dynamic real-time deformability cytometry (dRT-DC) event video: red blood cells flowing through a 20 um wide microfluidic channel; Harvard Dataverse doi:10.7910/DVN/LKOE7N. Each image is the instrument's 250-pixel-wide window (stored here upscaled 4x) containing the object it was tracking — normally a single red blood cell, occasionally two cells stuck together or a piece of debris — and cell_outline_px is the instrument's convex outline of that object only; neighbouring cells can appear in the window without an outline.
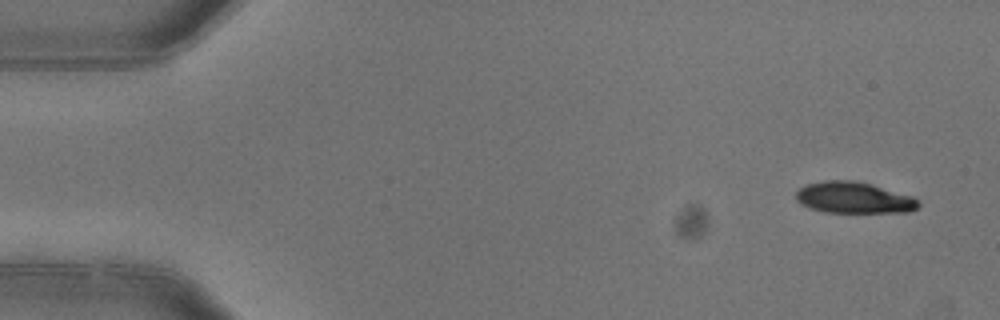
{"species": "common noctule bat (a hibernating species)", "species_latin": "Nyctalus noctula", "temperature_condition": "warm", "stored_images_in_passage": 5, "camera_frame_rate_fps": 3000, "um_per_image_px": 0.085, "animal": {"sex": "female"}, "frame": {"image": 1, "passage_image": 1, "time_ms": 0.0, "image_size_px": [1000, 320], "cell_outline_px": [[920, 204], [916, 208], [908, 212], [824, 212], [808, 208], [800, 204], [796, 200], [796, 192], [800, 188], [808, 184], [824, 180], [856, 180], [912, 196]], "centroid_in_image_um": [72.53, 16.8], "position_along_channel_um": 12.5, "area_um2": 22.25}}
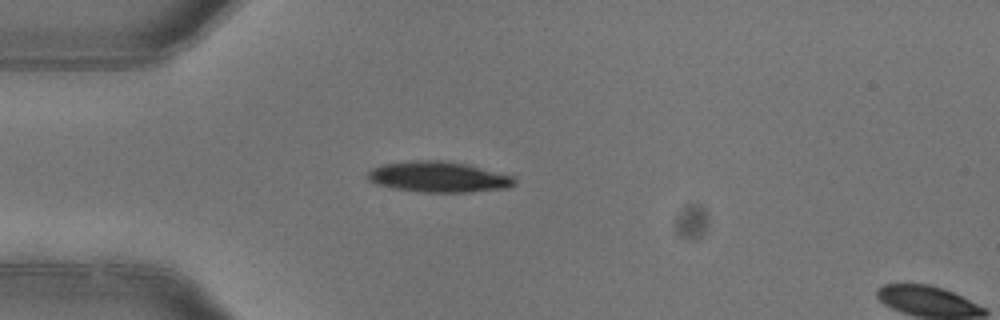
{"frame": {"image": 2, "passage_image": 4, "time_ms": 1.0, "image_size_px": [1000, 320], "cell_outline_px": [[516, 184], [508, 188], [472, 192], [420, 192], [392, 188], [376, 184], [368, 180], [368, 172], [372, 168], [380, 164], [412, 160], [448, 160], [468, 164], [512, 176], [516, 180]], "centroid_in_image_um": [37.26, 15.03], "position_along_channel_um": 47.7, "area_um2": 26.59}}